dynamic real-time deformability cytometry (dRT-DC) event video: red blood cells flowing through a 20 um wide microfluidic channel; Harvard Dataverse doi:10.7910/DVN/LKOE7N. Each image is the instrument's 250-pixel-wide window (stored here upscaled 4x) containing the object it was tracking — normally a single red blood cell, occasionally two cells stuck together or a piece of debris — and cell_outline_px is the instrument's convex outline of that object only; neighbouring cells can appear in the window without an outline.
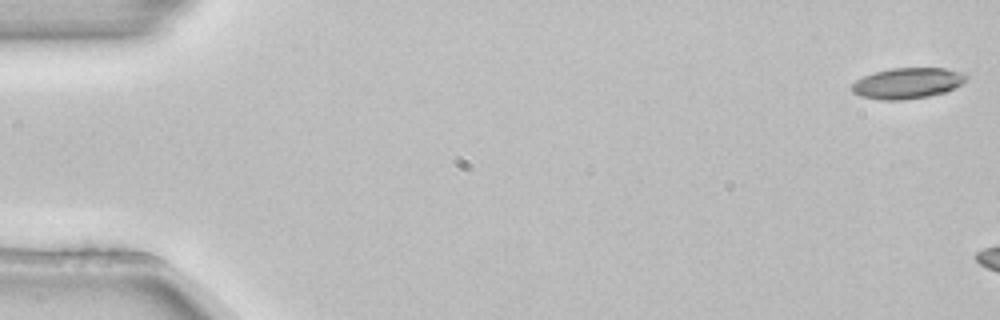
{"species": "common noctule bat (a hibernating species)", "species_latin": "Nyctalus noctula", "temperature_condition": "room temperature", "stored_images_in_passage": 3, "camera_frame_rate_fps": 3000, "um_per_image_px": 0.085, "animal": {"sex": "female", "body_mass_g": 22.7, "forearm_length_mm": 54.2}, "frame": {"image": 1, "passage_image": 1, "time_ms": 0.0, "image_size_px": [1000, 320], "cell_outline_px": [[968, 76], [960, 84], [948, 92], [928, 96], [904, 100], [880, 100], [860, 96], [852, 92], [852, 84], [856, 80], [864, 76], [876, 72], [892, 68], [944, 68], [964, 72]], "centroid_in_image_um": [77.14, 7.08], "position_along_channel_um": 7.9, "area_um2": 20.58}}